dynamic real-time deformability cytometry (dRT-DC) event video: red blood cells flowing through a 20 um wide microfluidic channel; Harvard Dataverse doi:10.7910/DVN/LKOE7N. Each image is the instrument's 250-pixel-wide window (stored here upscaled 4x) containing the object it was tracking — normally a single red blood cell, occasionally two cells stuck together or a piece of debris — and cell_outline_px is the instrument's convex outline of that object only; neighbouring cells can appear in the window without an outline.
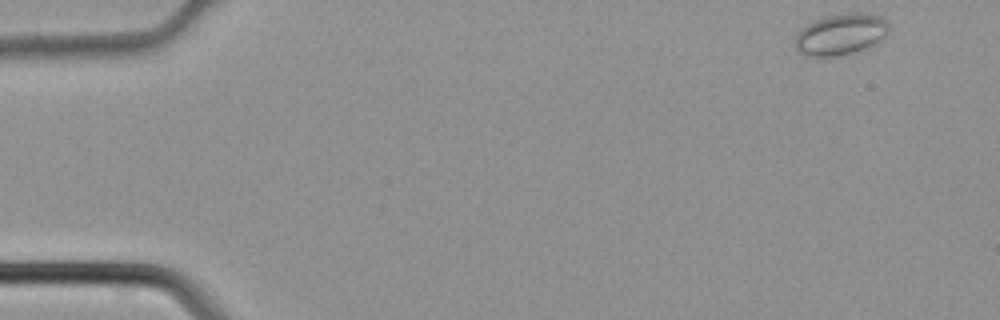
{"species": "common noctule bat (a hibernating species)", "species_latin": "Nyctalus noctula", "temperature_condition": "cold", "stored_images_in_passage": 43, "camera_frame_rate_fps": 3000, "um_per_image_px": 0.085, "animal": {"sex": "male", "body_mass_g": 21.5, "forearm_length_mm": 52.0}, "frame": {"image": 1, "passage_image": 1, "time_ms": 0.0, "image_size_px": [1000, 320], "cell_outline_px": [[888, 28], [884, 40], [868, 48], [840, 56], [808, 56], [800, 52], [792, 44], [800, 28], [824, 16], [852, 12], [860, 12], [880, 16], [888, 24]], "centroid_in_image_um": [71.46, 2.92], "position_along_channel_um": 13.5, "area_um2": 22.83}}
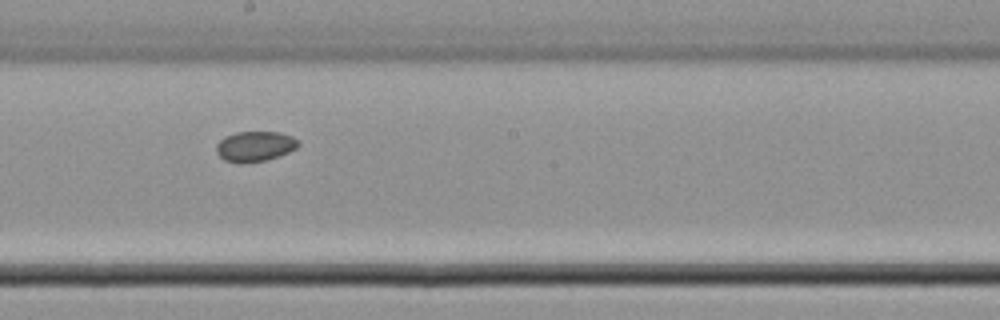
{"frame": {"image": 2, "passage_image": 23, "time_ms": 7.333, "image_size_px": [1000, 320], "cell_outline_px": [[300, 144], [296, 148], [288, 152], [264, 160], [224, 160], [216, 152], [216, 144], [224, 136], [236, 132], [280, 132], [292, 136]], "centroid_in_image_um": [21.67, 12.38], "position_along_channel_um": 226.5, "area_um2": 13.81}}
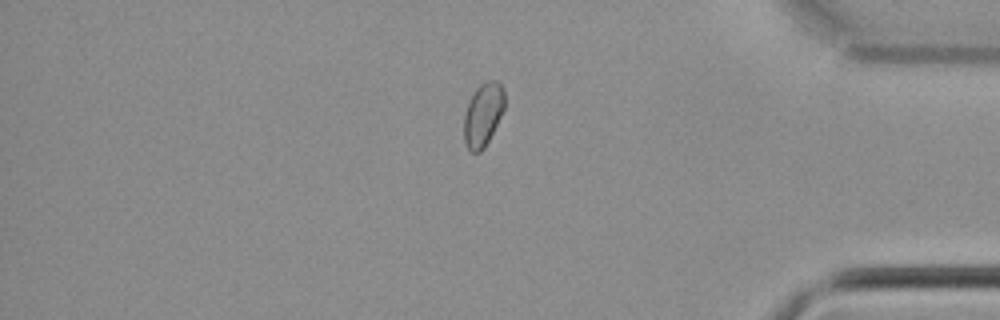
{"frame": {"image": 3, "passage_image": 36, "time_ms": 11.667, "image_size_px": [1000, 320], "cell_outline_px": [[504, 108], [484, 148], [480, 152], [472, 152], [468, 148], [464, 140], [464, 112], [476, 88], [484, 80], [496, 80], [504, 88]], "centroid_in_image_um": [41.05, 9.71], "position_along_channel_um": 394.1, "area_um2": 14.8}}